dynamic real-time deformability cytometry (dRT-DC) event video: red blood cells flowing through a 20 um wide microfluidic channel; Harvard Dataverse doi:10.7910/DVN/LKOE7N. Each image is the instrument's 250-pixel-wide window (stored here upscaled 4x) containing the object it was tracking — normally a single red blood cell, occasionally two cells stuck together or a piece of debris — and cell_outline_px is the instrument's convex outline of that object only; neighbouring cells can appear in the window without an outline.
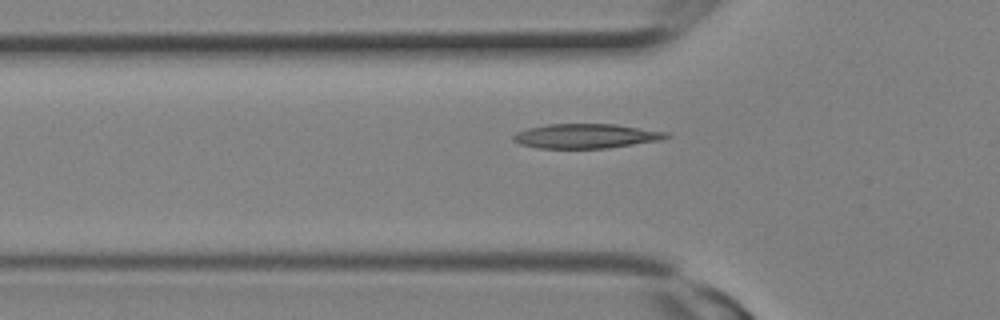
{"species": "Egyptian fruit bat (a non-hibernating species)", "species_latin": "Rousettus aegyptiacus", "temperature_condition": "room temperature", "stored_images_in_passage": 3, "camera_frame_rate_fps": 3000, "um_per_image_px": 0.085, "animal": {"sex": "female"}, "frame": {"image": 1, "passage_image": 3, "time_ms": 0.667, "image_size_px": [1000, 320], "cell_outline_px": [[672, 136], [660, 140], [608, 148], [540, 148], [520, 144], [512, 140], [512, 136], [516, 132], [528, 128], [548, 124], [616, 124], [668, 132]], "centroid_in_image_um": [49.81, 11.56], "position_along_channel_um": 76.0, "area_um2": 21.85}}